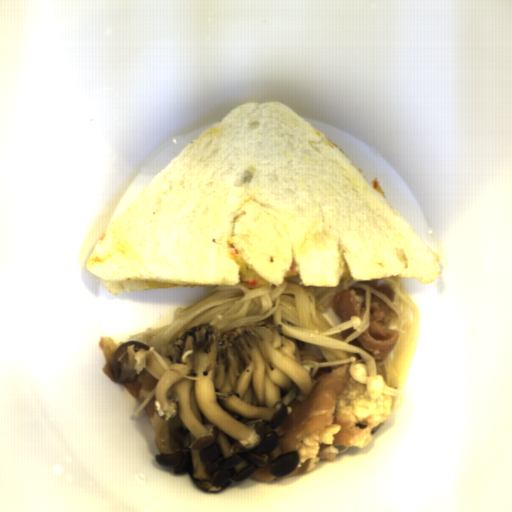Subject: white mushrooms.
I'll return each mask as SVG.
<instances>
[{"label":"white mushrooms","instance_id":"1","mask_svg":"<svg viewBox=\"0 0 512 512\" xmlns=\"http://www.w3.org/2000/svg\"><path fill=\"white\" fill-rule=\"evenodd\" d=\"M114 380L151 374L155 461L218 493L269 466L289 475L297 452L276 454L286 404L310 397L314 382L282 324L261 321L227 332L201 324L184 332L171 356L125 341L112 356Z\"/></svg>","mask_w":512,"mask_h":512}]
</instances>
